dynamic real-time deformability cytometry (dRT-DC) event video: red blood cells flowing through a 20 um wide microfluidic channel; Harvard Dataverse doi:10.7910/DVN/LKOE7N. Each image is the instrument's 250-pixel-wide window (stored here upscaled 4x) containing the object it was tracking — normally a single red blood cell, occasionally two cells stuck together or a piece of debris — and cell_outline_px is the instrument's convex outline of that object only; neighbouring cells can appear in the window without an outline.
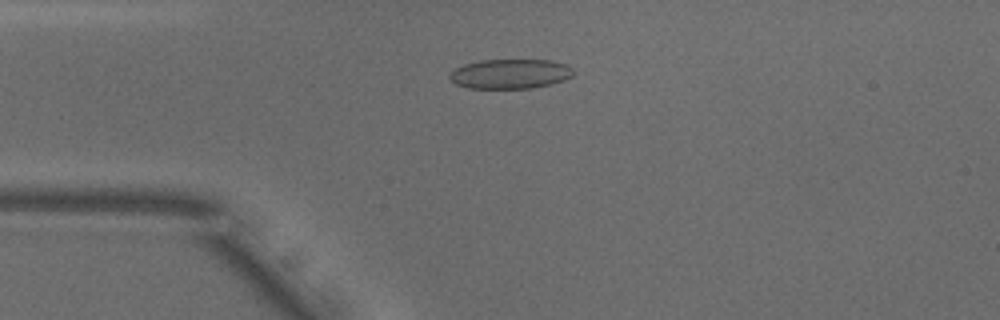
{"species": "common noctule bat (a hibernating species)", "species_latin": "Nyctalus noctula", "temperature_condition": "warm", "stored_images_in_passage": 42, "camera_frame_rate_fps": 3000, "um_per_image_px": 0.085, "animal": {"sex": "male", "body_mass_g": 18.8}, "frame": {"image": 1, "passage_image": 12, "time_ms": 3.667, "image_size_px": [1000, 320], "cell_outline_px": [[572, 76], [564, 80], [552, 84], [532, 88], [468, 88], [456, 84], [448, 76], [456, 68], [464, 64], [480, 60], [552, 60], [564, 64], [572, 68]], "centroid_in_image_um": [43.37, 6.28], "position_along_channel_um": 41.6, "area_um2": 21.27}}
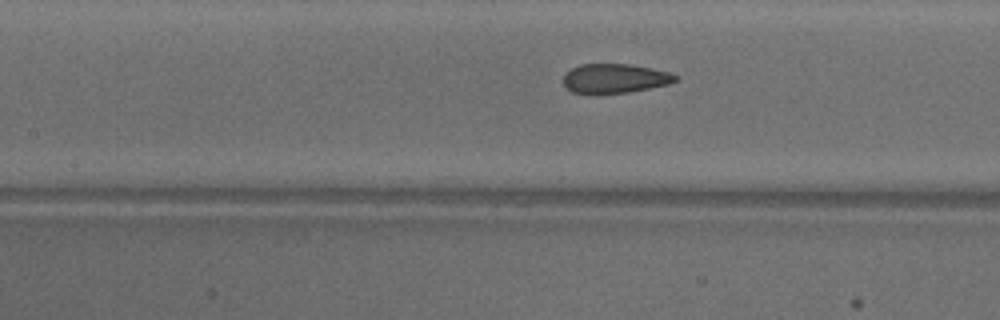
{"frame": {"image": 2, "passage_image": 22, "time_ms": 7.0, "image_size_px": [1000, 320], "cell_outline_px": [[676, 80], [668, 84], [628, 92], [596, 96], [588, 96], [572, 92], [564, 84], [564, 76], [572, 68], [580, 64], [632, 64], [652, 68], [668, 72], [676, 76]], "centroid_in_image_um": [52.2, 6.7], "position_along_channel_um": 155.2, "area_um2": 19.48}}
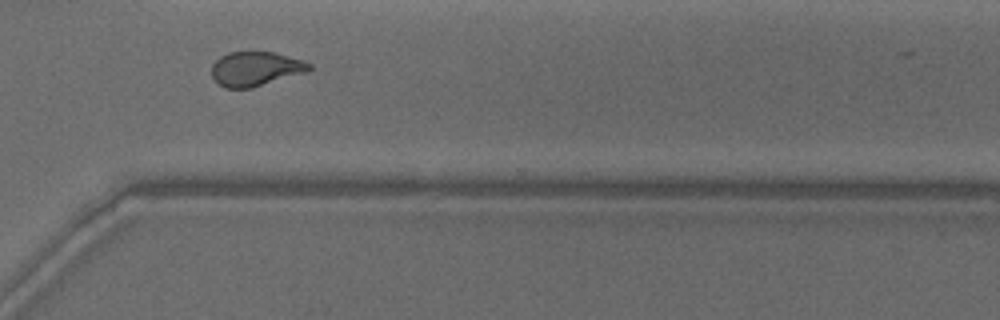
{"frame": {"image": 3, "passage_image": 37, "time_ms": 12.0, "image_size_px": [1000, 320], "cell_outline_px": [[312, 68], [308, 72], [252, 88], [224, 88], [212, 76], [212, 64], [220, 56], [228, 52], [276, 52], [312, 64]], "centroid_in_image_um": [21.74, 5.85], "position_along_channel_um": 348.9, "area_um2": 19.59}, "authors_computed_cell_mechanics": {"area_um2": 20.519, "velocity_mm_per_s": 3.8812, "shape_relaxation_time_tau1_ms": 9.609, "shape_relaxation_time_tau2_ms": 1.1077, "deformation_change_tau1": 0.2101, "deformation_change_tau2": 0.0736}}